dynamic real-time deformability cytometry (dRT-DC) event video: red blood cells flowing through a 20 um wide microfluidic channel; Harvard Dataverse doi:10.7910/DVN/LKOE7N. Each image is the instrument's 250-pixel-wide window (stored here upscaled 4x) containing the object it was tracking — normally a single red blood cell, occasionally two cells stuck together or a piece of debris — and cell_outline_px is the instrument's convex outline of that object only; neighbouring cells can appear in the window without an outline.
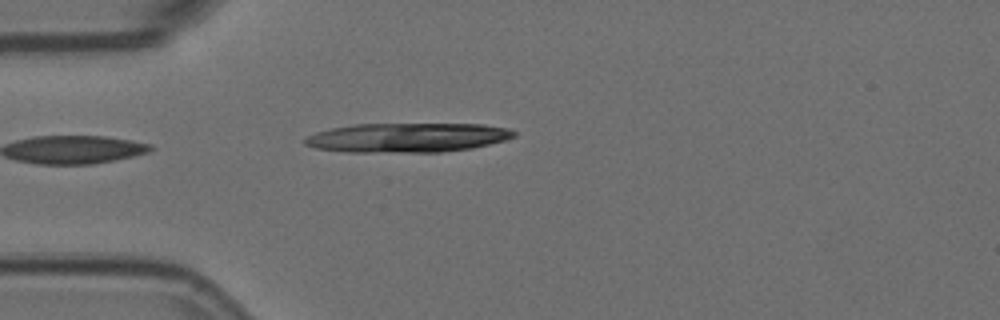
{"species": "Egyptian fruit bat (a non-hibernating species)", "species_latin": "Rousettus aegyptiacus", "temperature_condition": "room temperature", "stored_images_in_passage": 1, "camera_frame_rate_fps": 3000, "um_per_image_px": 0.085, "animal": {"sex": "female"}, "frame": {"image": 1, "passage_image": 1, "time_ms": 0.0, "image_size_px": [1000, 320], "cell_outline_px": [[516, 136], [504, 140], [472, 148], [440, 152], [348, 152], [316, 148], [304, 144], [304, 140], [308, 136], [316, 132], [332, 128], [356, 124], [484, 124], [508, 128], [516, 132]], "centroid_in_image_um": [34.64, 11.69], "position_along_channel_um": 50.4, "area_um2": 35.66}}